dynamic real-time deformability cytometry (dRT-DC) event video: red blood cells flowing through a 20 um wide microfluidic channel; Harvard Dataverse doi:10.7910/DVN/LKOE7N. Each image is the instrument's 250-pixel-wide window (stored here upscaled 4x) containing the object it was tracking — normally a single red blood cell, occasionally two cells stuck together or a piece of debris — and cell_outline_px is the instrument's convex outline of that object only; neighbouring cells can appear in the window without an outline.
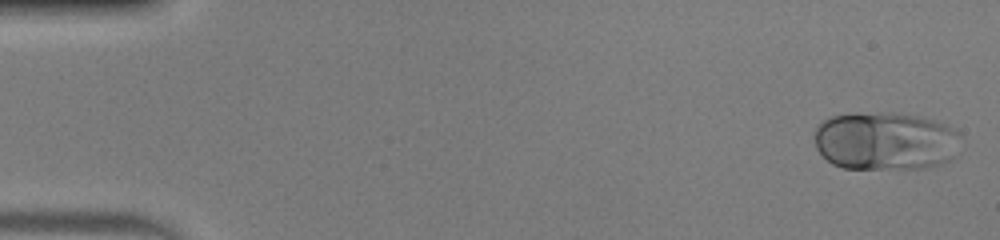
{"species": "human", "species_latin": "Homo sapiens", "temperature_condition": "warm", "stored_images_in_passage": 49, "camera_frame_rate_fps": 3000, "um_per_image_px": 0.085, "donor": {"sex": "male"}, "frame": {"image": 1, "passage_image": 1, "time_ms": 0.0, "image_size_px": [1000, 240], "cell_outline_px": [[960, 136], [956, 156], [940, 164], [924, 168], [844, 168], [832, 164], [816, 148], [816, 128], [824, 120], [832, 116], [860, 112], [880, 112], [920, 116], [936, 120], [948, 124], [960, 132]], "centroid_in_image_um": [75.3, 11.97], "position_along_channel_um": 9.7, "area_um2": 49.94}}
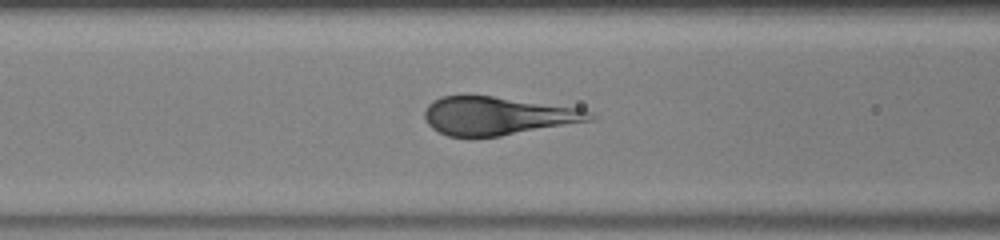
{"frame": {"image": 2, "passage_image": 20, "time_ms": 6.333, "image_size_px": [1000, 240], "cell_outline_px": [[596, 120], [500, 136], [448, 136], [432, 128], [428, 124], [424, 116], [424, 112], [428, 104], [432, 100], [440, 96], [492, 96], [580, 108], [592, 112], [596, 116]], "centroid_in_image_um": [42.32, 9.84], "position_along_channel_um": 124.3, "area_um2": 36.76}}
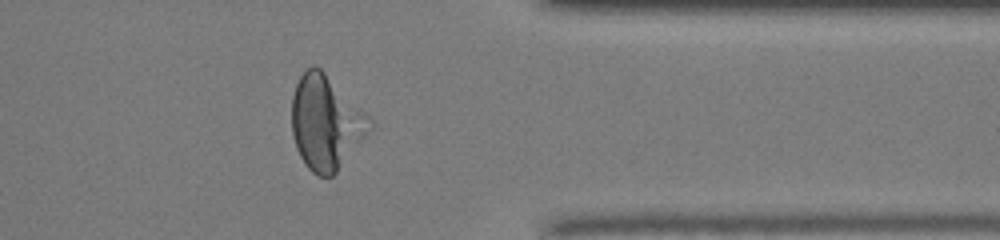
{"frame": {"image": 3, "passage_image": 40, "time_ms": 13.0, "image_size_px": [1000, 240], "cell_outline_px": [[344, 140], [336, 172], [332, 176], [316, 176], [304, 164], [296, 148], [292, 136], [292, 96], [296, 84], [300, 76], [312, 64], [316, 64], [324, 72], [340, 112], [344, 136]], "centroid_in_image_um": [26.93, 10.46], "position_along_channel_um": 384.5, "area_um2": 31.27}}